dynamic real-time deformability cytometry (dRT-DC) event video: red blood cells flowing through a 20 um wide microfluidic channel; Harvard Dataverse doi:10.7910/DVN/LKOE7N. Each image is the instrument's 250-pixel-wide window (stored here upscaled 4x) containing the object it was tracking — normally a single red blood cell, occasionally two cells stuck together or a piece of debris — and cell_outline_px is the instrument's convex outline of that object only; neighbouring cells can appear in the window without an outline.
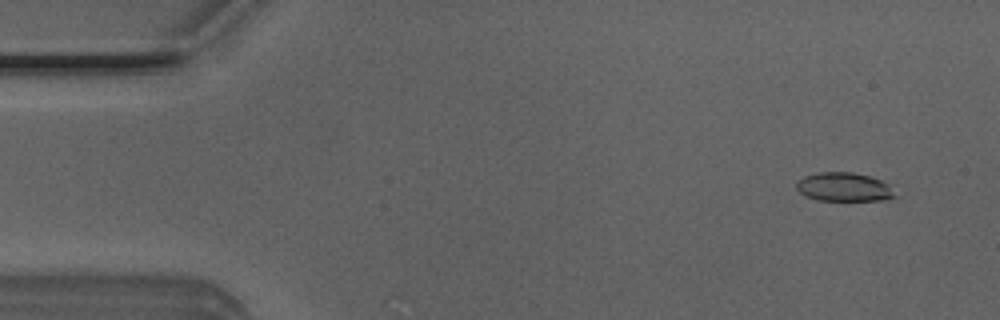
{"species": "Egyptian fruit bat (a non-hibernating species)", "species_latin": "Rousettus aegyptiacus", "temperature_condition": "room temperature", "stored_images_in_passage": 37, "camera_frame_rate_fps": 3000, "um_per_image_px": 0.085, "animal": {"sex": "male"}, "frame": {"image": 1, "passage_image": 4, "time_ms": 1.0, "image_size_px": [1000, 320], "cell_outline_px": [[896, 196], [884, 200], [816, 200], [800, 192], [796, 188], [796, 180], [804, 176], [820, 172], [852, 172], [872, 176], [888, 184]], "centroid_in_image_um": [71.72, 15.88], "position_along_channel_um": 13.3, "area_um2": 16.47}}
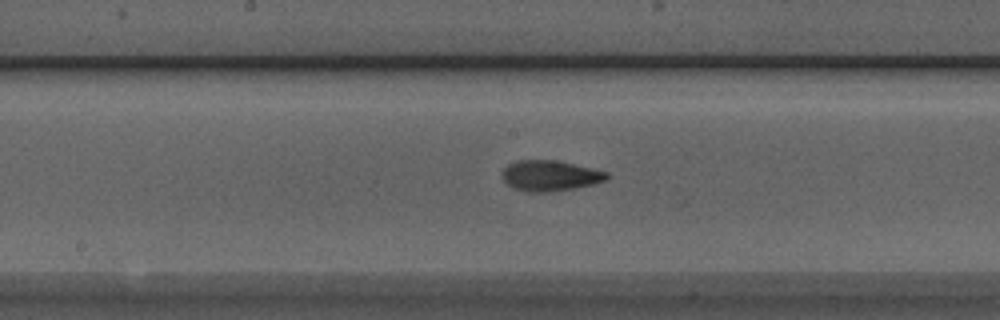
{"frame": {"image": 2, "passage_image": 26, "time_ms": 8.333, "image_size_px": [1000, 320], "cell_outline_px": [[608, 180], [576, 188], [548, 192], [528, 192], [512, 188], [504, 180], [504, 168], [508, 164], [516, 160], [556, 160], [592, 168], [608, 172]], "centroid_in_image_um": [46.77, 14.93], "position_along_channel_um": 201.4, "area_um2": 18.61}}
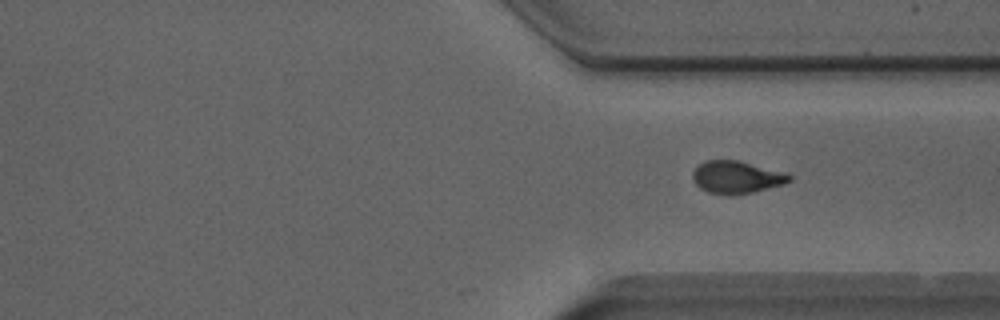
{"frame": {"image": 3, "passage_image": 37, "time_ms": 12.0, "image_size_px": [1000, 320], "cell_outline_px": [[792, 180], [784, 184], [752, 192], [732, 196], [728, 196], [708, 192], [700, 188], [692, 180], [692, 172], [704, 160], [736, 160], [784, 172], [792, 176]], "centroid_in_image_um": [62.58, 15.08], "position_along_channel_um": 348.8, "area_um2": 18.32}}